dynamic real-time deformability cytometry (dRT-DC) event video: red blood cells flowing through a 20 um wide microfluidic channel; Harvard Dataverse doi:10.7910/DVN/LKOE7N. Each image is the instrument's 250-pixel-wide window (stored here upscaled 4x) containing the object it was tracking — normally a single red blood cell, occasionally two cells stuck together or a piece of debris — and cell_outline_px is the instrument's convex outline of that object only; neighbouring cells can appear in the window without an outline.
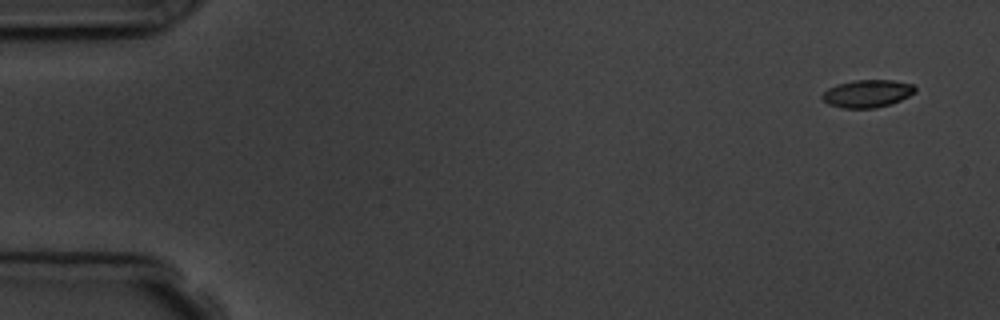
{"species": "common noctule bat (a hibernating species)", "species_latin": "Nyctalus noctula", "temperature_condition": "room temperature", "stored_images_in_passage": 6, "camera_frame_rate_fps": 3000, "um_per_image_px": 0.085, "animal": {"sex": "male", "body_mass_g": 19.5, "forearm_length_mm": 54.6}, "frame": {"image": 1, "passage_image": 1, "time_ms": 0.0, "image_size_px": [1000, 320], "cell_outline_px": [[916, 92], [892, 104], [876, 108], [844, 108], [828, 104], [820, 96], [828, 88], [836, 84], [852, 80], [892, 80], [912, 84], [916, 88]], "centroid_in_image_um": [73.72, 7.95], "position_along_channel_um": 11.3, "area_um2": 15.03}}
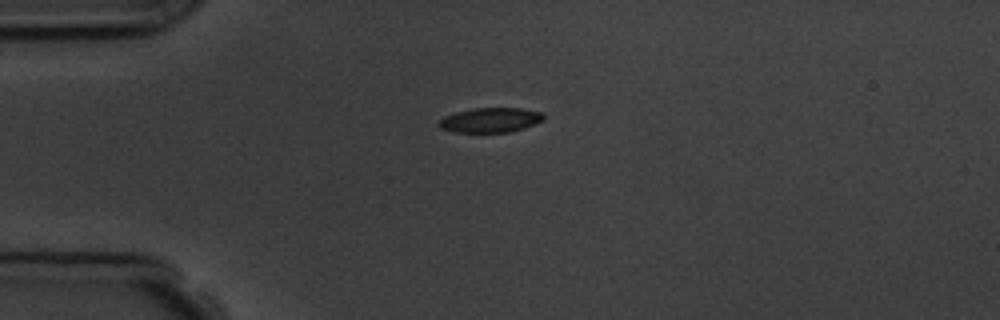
{"frame": {"image": 2, "passage_image": 4, "time_ms": 3.667, "image_size_px": [1000, 320], "cell_outline_px": [[544, 120], [536, 124], [512, 132], [456, 132], [440, 128], [436, 124], [444, 116], [456, 112], [472, 108], [520, 108], [540, 112], [544, 116]], "centroid_in_image_um": [41.68, 10.21], "position_along_channel_um": 43.3, "area_um2": 15.14}}